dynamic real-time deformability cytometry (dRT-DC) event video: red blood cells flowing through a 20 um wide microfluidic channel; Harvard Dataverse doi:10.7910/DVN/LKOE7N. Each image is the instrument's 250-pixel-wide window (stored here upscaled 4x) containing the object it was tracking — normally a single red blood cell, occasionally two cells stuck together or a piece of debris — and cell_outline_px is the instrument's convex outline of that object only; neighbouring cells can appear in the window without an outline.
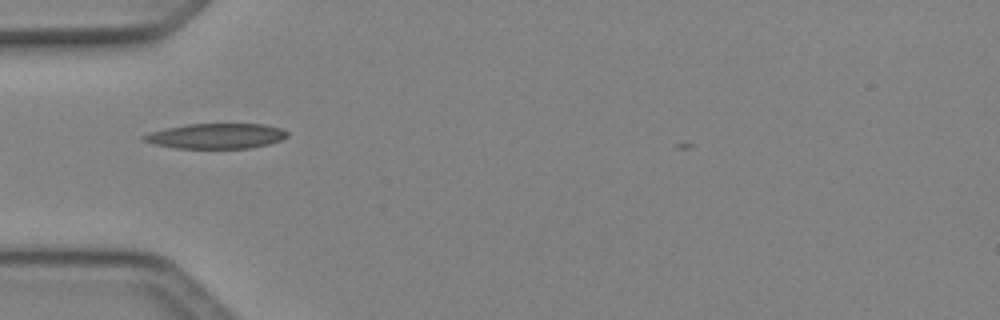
{"species": "Egyptian fruit bat (a non-hibernating species)", "species_latin": "Rousettus aegyptiacus", "temperature_condition": "cold", "stored_images_in_passage": 34, "camera_frame_rate_fps": 3000, "um_per_image_px": 0.085, "animal": {"sex": "female"}, "frame": {"image": 1, "passage_image": 5, "time_ms": 1.333, "image_size_px": [1000, 320], "cell_outline_px": [[288, 136], [280, 140], [268, 144], [248, 148], [176, 148], [152, 144], [144, 140], [140, 136], [164, 128], [188, 124], [264, 124], [280, 128], [288, 132]], "centroid_in_image_um": [18.36, 11.56], "position_along_channel_um": 66.6, "area_um2": 20.98}}
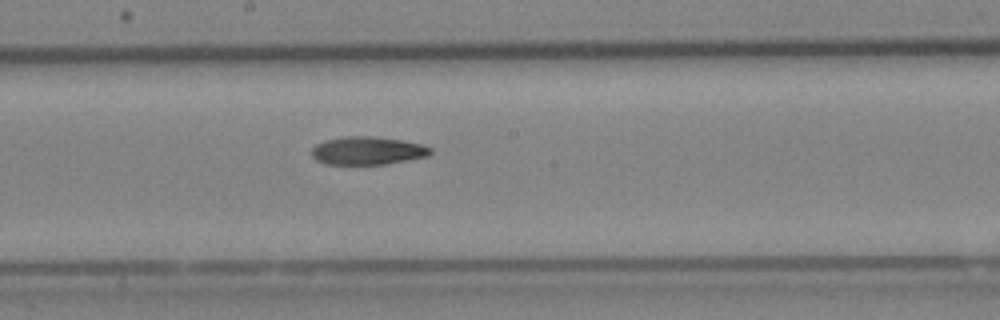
{"frame": {"image": 2, "passage_image": 16, "time_ms": 5.0, "image_size_px": [1000, 320], "cell_outline_px": [[432, 152], [428, 156], [388, 164], [324, 164], [316, 160], [312, 156], [312, 148], [316, 144], [324, 140], [344, 136], [372, 136], [400, 140], [424, 144], [432, 148]], "centroid_in_image_um": [31.25, 12.8], "position_along_channel_um": 217.0, "area_um2": 19.59}}
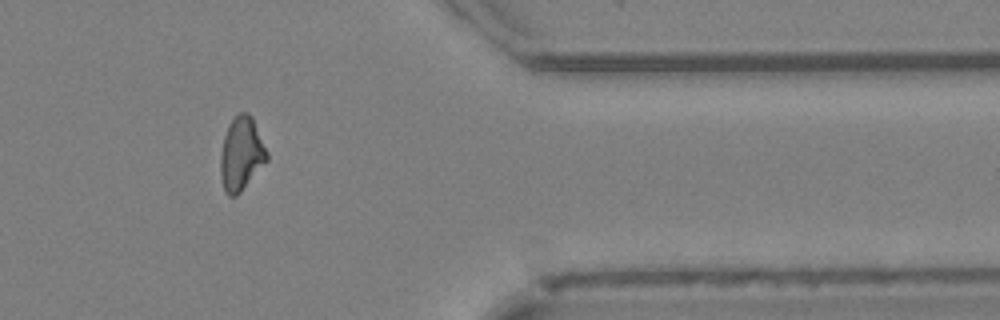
{"frame": {"image": 3, "passage_image": 30, "time_ms": 9.667, "image_size_px": [1000, 320], "cell_outline_px": [[268, 160], [240, 192], [236, 196], [228, 196], [224, 192], [220, 176], [220, 156], [224, 136], [228, 124], [240, 112], [248, 112], [252, 116], [268, 152]], "centroid_in_image_um": [20.5, 13.08], "position_along_channel_um": 390.9, "area_um2": 20.0}}